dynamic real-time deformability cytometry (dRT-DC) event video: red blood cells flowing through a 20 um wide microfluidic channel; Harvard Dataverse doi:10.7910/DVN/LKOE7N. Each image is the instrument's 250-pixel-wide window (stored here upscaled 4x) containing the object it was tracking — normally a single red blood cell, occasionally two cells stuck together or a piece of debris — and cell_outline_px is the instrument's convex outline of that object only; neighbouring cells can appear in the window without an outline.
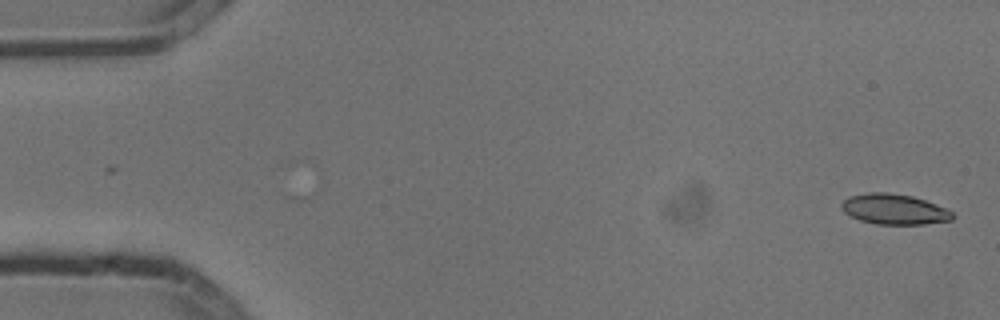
{"species": "common noctule bat (a hibernating species)", "species_latin": "Nyctalus noctula", "temperature_condition": "cold", "stored_images_in_passage": 5, "segment_of_instrument_passage": [1, 2], "camera_frame_rate_fps": 3000, "um_per_image_px": 0.085, "animal": {"sex": "male", "body_mass_g": 13.3}, "frame": {"image": 1, "passage_image": 1, "time_ms": 0.0, "image_size_px": [1000, 320], "cell_outline_px": [[956, 216], [952, 220], [924, 224], [876, 224], [860, 220], [844, 212], [840, 208], [840, 204], [848, 196], [868, 192], [888, 192], [912, 196], [936, 204], [952, 212]], "centroid_in_image_um": [75.99, 17.78], "position_along_channel_um": 9.0, "area_um2": 19.71}}